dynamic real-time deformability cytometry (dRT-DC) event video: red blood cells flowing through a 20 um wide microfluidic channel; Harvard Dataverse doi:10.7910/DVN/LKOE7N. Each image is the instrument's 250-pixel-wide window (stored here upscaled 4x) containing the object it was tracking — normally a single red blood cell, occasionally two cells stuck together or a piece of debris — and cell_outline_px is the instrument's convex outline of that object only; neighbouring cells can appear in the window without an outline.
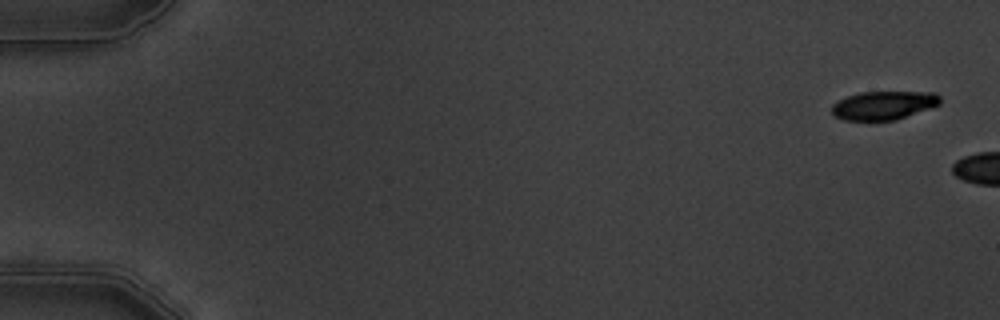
{"species": "common noctule bat (a hibernating species)", "species_latin": "Nyctalus noctula", "temperature_condition": "warm", "stored_images_in_passage": 2, "camera_frame_rate_fps": 3000, "um_per_image_px": 0.085, "animal": {"sex": "male", "body_mass_g": 19.5, "forearm_length_mm": 54.6}, "frame": {"image": 1, "passage_image": 1, "time_ms": 0.0, "image_size_px": [1000, 320], "cell_outline_px": [[940, 104], [896, 120], [844, 120], [836, 116], [832, 112], [832, 104], [848, 96], [860, 92], [936, 92], [940, 96]], "centroid_in_image_um": [75.12, 8.95], "position_along_channel_um": 9.9, "area_um2": 17.86}}